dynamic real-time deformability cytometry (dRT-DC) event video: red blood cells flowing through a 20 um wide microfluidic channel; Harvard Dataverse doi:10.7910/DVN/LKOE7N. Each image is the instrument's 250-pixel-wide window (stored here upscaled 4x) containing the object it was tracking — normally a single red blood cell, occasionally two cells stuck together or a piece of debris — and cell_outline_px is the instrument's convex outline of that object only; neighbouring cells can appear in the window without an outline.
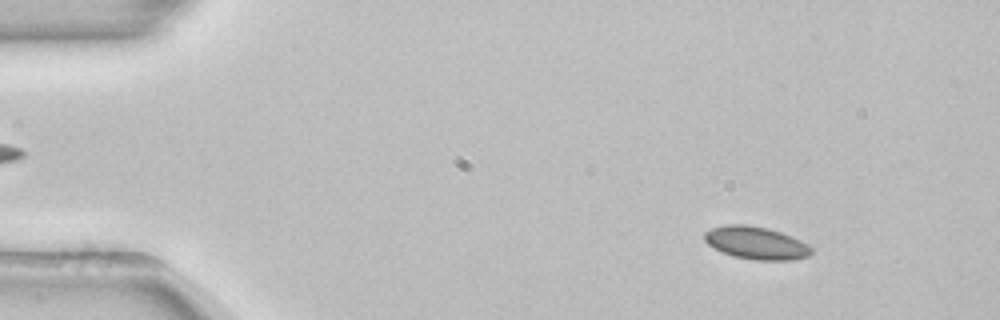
{"species": "common noctule bat (a hibernating species)", "species_latin": "Nyctalus noctula", "temperature_condition": "room temperature", "stored_images_in_passage": 53, "camera_frame_rate_fps": 3000, "um_per_image_px": 0.085, "animal": {"sex": "female", "body_mass_g": 22.7, "forearm_length_mm": 54.2}, "frame": {"image": 1, "passage_image": 6, "time_ms": 1.667, "image_size_px": [1000, 320], "cell_outline_px": [[812, 252], [808, 256], [792, 260], [756, 260], [732, 256], [708, 244], [704, 240], [704, 232], [712, 228], [724, 224], [748, 224], [768, 228], [780, 232], [800, 240], [808, 244], [812, 248]], "centroid_in_image_um": [64.27, 20.64], "position_along_channel_um": 20.7, "area_um2": 20.35}}
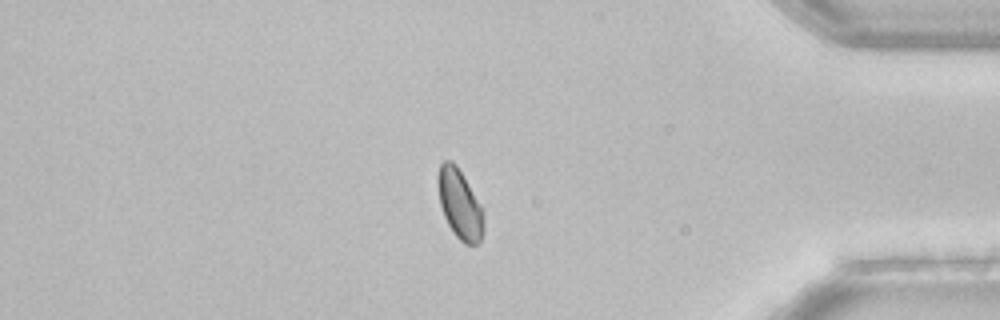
{"frame": {"image": 2, "passage_image": 45, "time_ms": 14.667, "image_size_px": [1000, 320], "cell_outline_px": [[484, 232], [480, 244], [464, 244], [452, 232], [444, 216], [440, 204], [436, 180], [440, 164], [444, 160], [452, 160], [456, 164], [484, 208]], "centroid_in_image_um": [39.1, 17.36], "position_along_channel_um": 396.1, "area_um2": 19.07}}
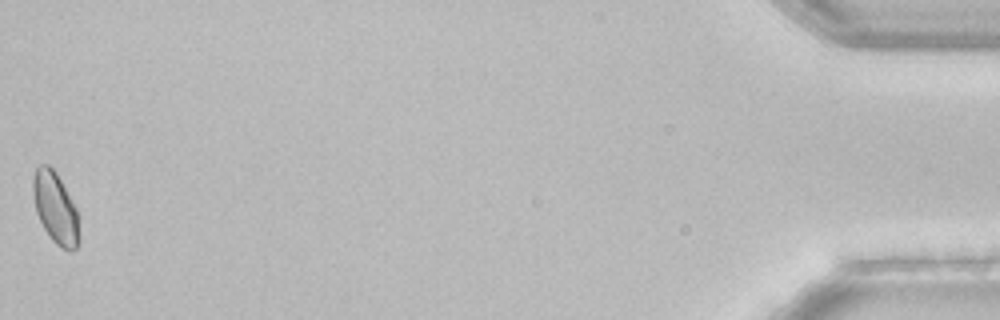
{"frame": {"image": 3, "passage_image": 53, "time_ms": 17.333, "image_size_px": [1000, 320], "cell_outline_px": [[80, 240], [76, 248], [72, 252], [68, 252], [60, 248], [52, 240], [44, 228], [36, 212], [32, 192], [32, 176], [36, 168], [40, 164], [48, 164], [56, 172], [76, 208], [80, 236]], "centroid_in_image_um": [4.71, 17.7], "position_along_channel_um": 430.5, "area_um2": 19.36}, "authors_computed_cell_mechanics": {"area_um2": 19.4786, "velocity_mm_per_s": 3.8306, "shape_relaxation_time_tau1_ms": null, "shape_relaxation_time_tau2_ms": 5.9459, "deformation_change_tau1": null, "deformation_change_tau2": 0.0639}}